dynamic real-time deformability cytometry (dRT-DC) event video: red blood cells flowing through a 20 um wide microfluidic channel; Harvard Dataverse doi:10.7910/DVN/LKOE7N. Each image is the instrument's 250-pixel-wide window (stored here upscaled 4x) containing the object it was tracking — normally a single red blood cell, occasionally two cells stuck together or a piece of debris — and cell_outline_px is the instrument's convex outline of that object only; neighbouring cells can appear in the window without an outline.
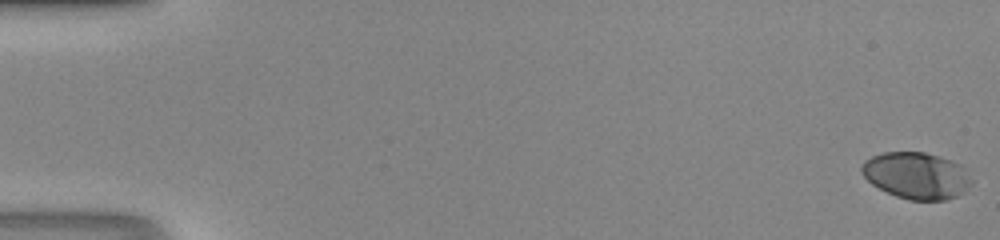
{"species": "human", "species_latin": "Homo sapiens", "temperature_condition": "room temperature", "stored_images_in_passage": 49, "camera_frame_rate_fps": 3000, "um_per_image_px": 0.085, "donor": {"sex": "male"}, "frame": {"image": 1, "passage_image": 1, "time_ms": 0.0, "image_size_px": [1000, 240], "cell_outline_px": [[976, 180], [964, 192], [956, 196], [944, 200], [908, 200], [896, 196], [872, 184], [860, 172], [860, 168], [864, 160], [872, 156], [884, 152], [924, 152], [940, 156], [952, 160], [960, 164]], "centroid_in_image_um": [77.94, 14.92], "position_along_channel_um": 7.1, "area_um2": 30.17}}
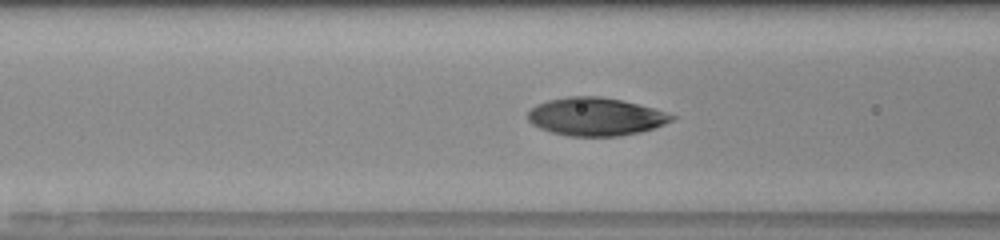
{"frame": {"image": 2, "passage_image": 21, "time_ms": 6.667, "image_size_px": [1000, 240], "cell_outline_px": [[676, 116], [672, 120], [664, 124], [640, 132], [620, 136], [568, 136], [552, 132], [540, 128], [532, 124], [528, 120], [528, 112], [536, 104], [548, 100], [568, 96], [600, 96], [620, 100], [652, 108]], "centroid_in_image_um": [50.59, 9.92], "position_along_channel_um": 116.0, "area_um2": 31.62}}
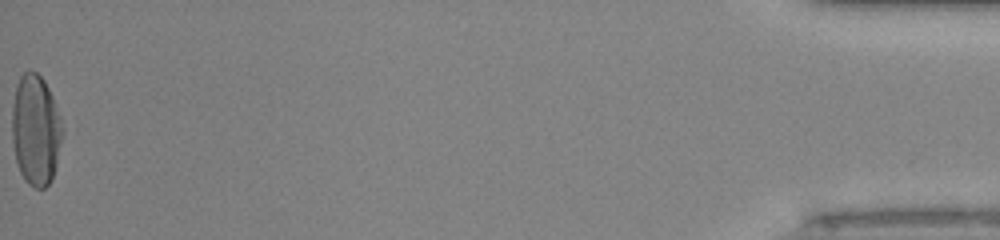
{"frame": {"image": 3, "passage_image": 49, "time_ms": 16.0, "image_size_px": [1000, 240], "cell_outline_px": [[64, 132], [52, 180], [44, 188], [36, 188], [28, 184], [24, 180], [20, 172], [16, 160], [12, 140], [12, 104], [16, 84], [20, 76], [28, 68], [36, 72], [44, 80], [52, 96], [60, 116], [64, 128]], "centroid_in_image_um": [3.03, 11.03], "position_along_channel_um": 432.2, "area_um2": 32.89}}